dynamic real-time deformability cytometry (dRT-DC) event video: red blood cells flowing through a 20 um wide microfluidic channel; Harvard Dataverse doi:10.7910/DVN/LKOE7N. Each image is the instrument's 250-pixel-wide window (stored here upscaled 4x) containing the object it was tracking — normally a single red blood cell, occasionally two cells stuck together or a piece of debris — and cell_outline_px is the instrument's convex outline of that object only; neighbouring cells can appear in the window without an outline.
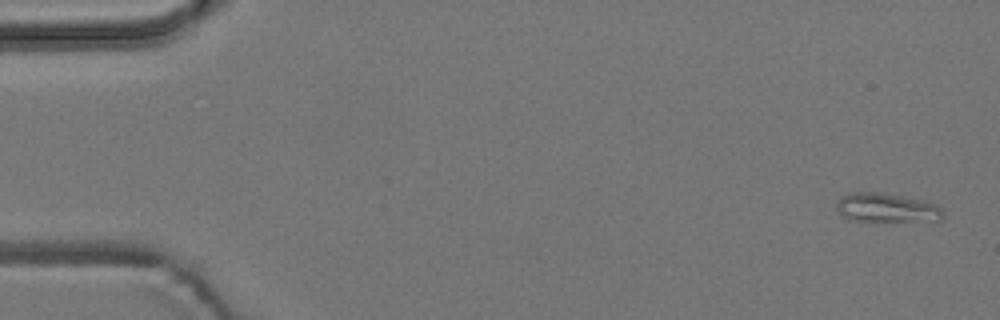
{"species": "common noctule bat (a hibernating species)", "species_latin": "Nyctalus noctula", "temperature_condition": "room temperature", "stored_images_in_passage": 4, "camera_frame_rate_fps": 3000, "um_per_image_px": 0.085, "animal": {"sex": "male", "body_mass_g": 19.2, "forearm_length_mm": 51.8}, "frame": {"image": 1, "passage_image": 1, "time_ms": 0.0, "image_size_px": [1000, 320], "cell_outline_px": [[944, 216], [940, 220], [856, 220], [844, 216], [836, 208], [836, 204], [840, 196], [848, 192], [880, 192], [924, 200], [940, 208]], "centroid_in_image_um": [75.32, 17.62], "position_along_channel_um": 9.7, "area_um2": 17.57}}